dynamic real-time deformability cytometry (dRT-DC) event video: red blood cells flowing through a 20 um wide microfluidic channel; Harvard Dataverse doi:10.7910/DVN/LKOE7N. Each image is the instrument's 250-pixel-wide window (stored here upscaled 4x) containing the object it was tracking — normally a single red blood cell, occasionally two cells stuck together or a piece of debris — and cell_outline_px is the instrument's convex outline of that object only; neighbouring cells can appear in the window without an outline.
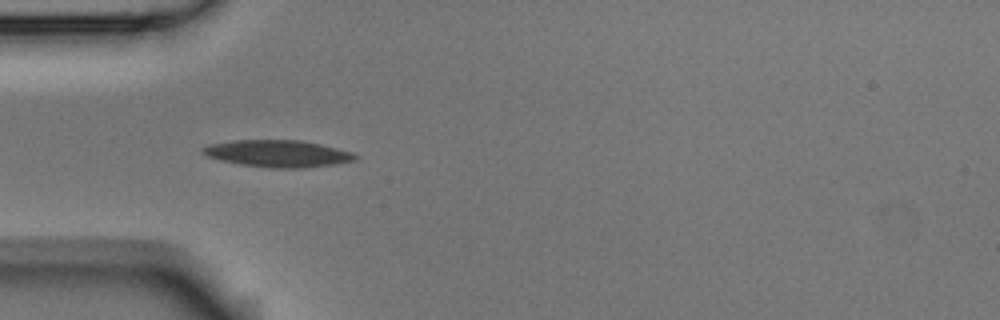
{"species": "Egyptian fruit bat (a non-hibernating species)", "species_latin": "Rousettus aegyptiacus", "temperature_condition": "room temperature", "stored_images_in_passage": 5, "camera_frame_rate_fps": 3000, "um_per_image_px": 0.085, "animal": {"sex": "male"}, "frame": {"image": 1, "passage_image": 5, "time_ms": 1.333, "image_size_px": [1000, 320], "cell_outline_px": [[356, 160], [332, 164], [304, 168], [272, 168], [240, 164], [220, 160], [204, 156], [200, 152], [200, 148], [208, 144], [232, 140], [300, 140], [320, 144], [352, 152], [356, 156]], "centroid_in_image_um": [23.52, 13.05], "position_along_channel_um": 61.5, "area_um2": 23.99}}